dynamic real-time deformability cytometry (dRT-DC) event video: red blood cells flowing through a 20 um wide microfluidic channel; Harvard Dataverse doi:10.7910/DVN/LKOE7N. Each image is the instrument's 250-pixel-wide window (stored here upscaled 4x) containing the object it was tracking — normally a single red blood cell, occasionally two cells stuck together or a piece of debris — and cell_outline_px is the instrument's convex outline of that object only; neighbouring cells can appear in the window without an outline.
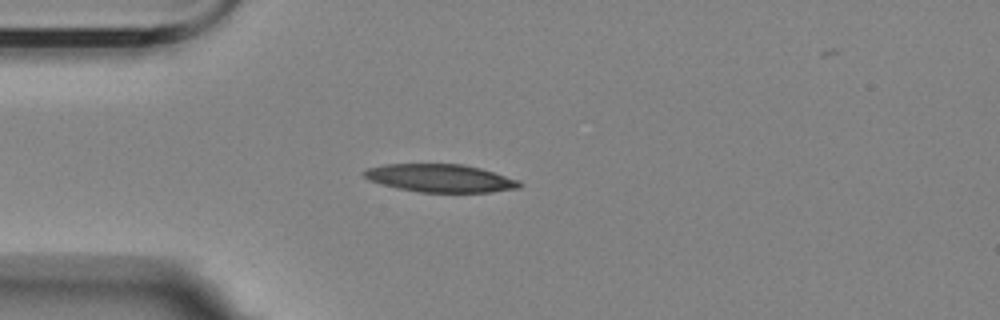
{"species": "Egyptian fruit bat (a non-hibernating species)", "species_latin": "Rousettus aegyptiacus", "temperature_condition": "room temperature", "stored_images_in_passage": 3, "camera_frame_rate_fps": 3000, "um_per_image_px": 0.085, "animal": {"sex": "female"}, "frame": {"image": 1, "passage_image": 3, "time_ms": 2.333, "image_size_px": [1000, 320], "cell_outline_px": [[524, 184], [520, 188], [492, 192], [420, 192], [396, 188], [368, 180], [360, 172], [368, 168], [384, 164], [464, 164], [480, 168], [520, 180]], "centroid_in_image_um": [37.43, 15.14], "position_along_channel_um": 47.6, "area_um2": 25.49}}